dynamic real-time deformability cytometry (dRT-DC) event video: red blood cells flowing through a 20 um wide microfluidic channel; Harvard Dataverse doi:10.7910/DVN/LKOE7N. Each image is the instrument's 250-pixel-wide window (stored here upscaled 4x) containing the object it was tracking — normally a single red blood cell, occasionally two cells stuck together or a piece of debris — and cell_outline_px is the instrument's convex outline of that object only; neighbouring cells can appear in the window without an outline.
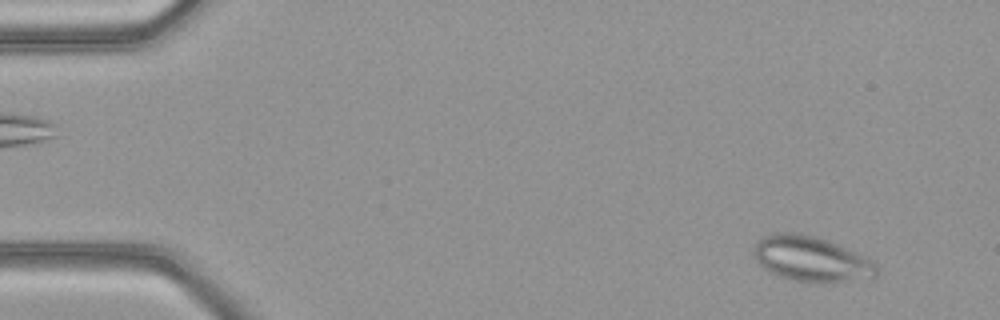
{"species": "common noctule bat (a hibernating species)", "species_latin": "Nyctalus noctula", "temperature_condition": "warm", "stored_images_in_passage": 50, "camera_frame_rate_fps": 3000, "um_per_image_px": 0.085, "animal": {"sex": "female", "body_mass_g": 21.9}, "frame": {"image": 1, "passage_image": 4, "time_ms": 1.0, "image_size_px": [1000, 320], "cell_outline_px": [[880, 272], [872, 280], [820, 284], [788, 280], [768, 272], [756, 260], [752, 252], [752, 248], [760, 236], [776, 232], [800, 232], [828, 240], [864, 256], [872, 260], [880, 268]], "centroid_in_image_um": [68.98, 22.05], "position_along_channel_um": 16.0, "area_um2": 33.76}}
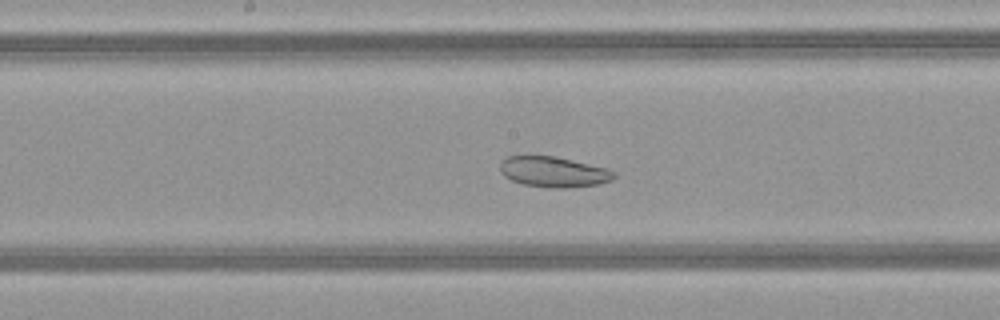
{"frame": {"image": 2, "passage_image": 26, "time_ms": 8.333, "image_size_px": [1000, 320], "cell_outline_px": [[616, 176], [612, 180], [600, 184], [564, 188], [548, 188], [524, 184], [512, 180], [504, 176], [500, 172], [500, 164], [508, 156], [556, 156], [608, 168], [616, 172]], "centroid_in_image_um": [47.1, 14.61], "position_along_channel_um": 201.1, "area_um2": 20.35}}
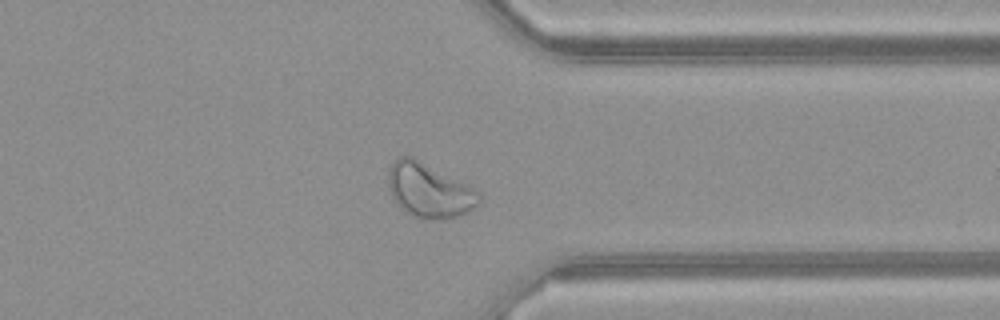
{"frame": {"image": 3, "passage_image": 39, "time_ms": 12.667, "image_size_px": [1000, 320], "cell_outline_px": [[480, 204], [468, 212], [444, 220], [436, 220], [416, 216], [400, 208], [392, 196], [388, 184], [388, 172], [392, 164], [400, 156], [408, 156], [480, 192]], "centroid_in_image_um": [36.48, 16.24], "position_along_channel_um": 374.9, "area_um2": 27.74}}